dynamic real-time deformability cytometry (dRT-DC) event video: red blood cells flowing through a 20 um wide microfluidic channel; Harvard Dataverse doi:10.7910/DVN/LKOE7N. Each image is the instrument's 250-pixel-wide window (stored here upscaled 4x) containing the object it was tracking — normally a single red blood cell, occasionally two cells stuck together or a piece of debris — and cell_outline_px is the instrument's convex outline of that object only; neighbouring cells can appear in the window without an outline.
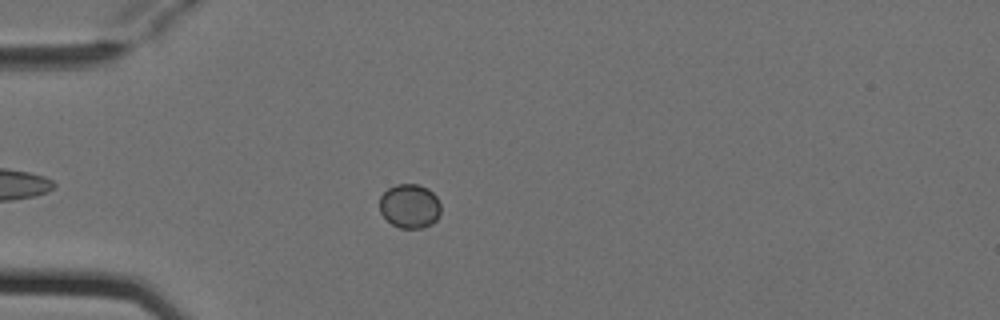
{"species": "Egyptian fruit bat (a non-hibernating species)", "species_latin": "Rousettus aegyptiacus", "temperature_condition": "cold", "stored_images_in_passage": 5, "camera_frame_rate_fps": 3000, "um_per_image_px": 0.085, "animal": {"sex": "female"}, "frame": {"image": 1, "passage_image": 5, "time_ms": 1.333, "image_size_px": [1000, 320], "cell_outline_px": [[440, 212], [436, 220], [432, 224], [424, 228], [400, 228], [392, 224], [380, 212], [380, 196], [388, 188], [396, 184], [416, 184], [428, 188], [436, 196], [440, 204]], "centroid_in_image_um": [34.83, 17.52], "position_along_channel_um": 50.2, "area_um2": 15.78}}